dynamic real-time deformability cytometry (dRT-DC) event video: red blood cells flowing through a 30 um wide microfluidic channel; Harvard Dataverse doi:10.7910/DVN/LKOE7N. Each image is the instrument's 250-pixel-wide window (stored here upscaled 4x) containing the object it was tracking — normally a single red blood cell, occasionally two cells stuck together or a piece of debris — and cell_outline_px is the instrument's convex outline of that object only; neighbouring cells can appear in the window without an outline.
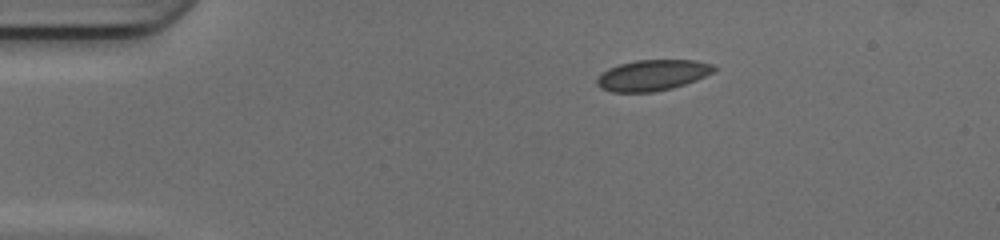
{"species": "common noctule bat (a hibernating species)", "species_latin": "Nyctalus noctula", "temperature_condition": "cold", "stored_images_in_passage": 41, "camera_frame_rate_fps": 3000, "um_per_image_px": 0.085, "animal": {"sex": "female", "body_mass_g": 17.0, "forearm_length_mm": 48.0}, "frame": {"image": 1, "passage_image": 1, "time_ms": 0.0, "image_size_px": [1000, 240], "cell_outline_px": [[720, 68], [696, 80], [672, 88], [652, 92], [612, 92], [600, 88], [596, 84], [596, 80], [608, 68], [620, 64], [636, 60], [696, 60], [716, 64]], "centroid_in_image_um": [55.5, 6.38], "position_along_channel_um": 29.5, "area_um2": 21.1}}
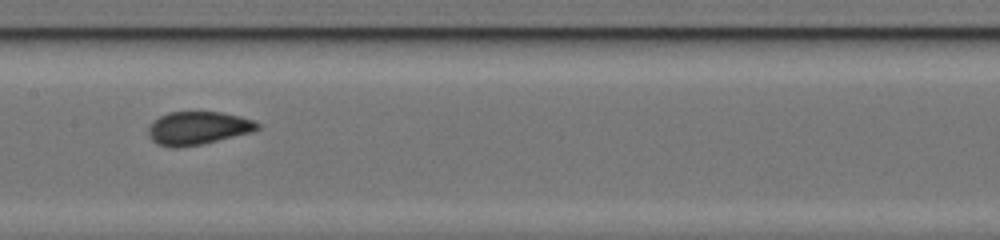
{"frame": {"image": 2, "passage_image": 17, "time_ms": 5.333, "image_size_px": [1000, 240], "cell_outline_px": [[260, 128], [252, 132], [204, 144], [176, 148], [168, 148], [156, 144], [152, 140], [148, 132], [148, 128], [152, 120], [168, 112], [220, 112], [240, 116], [252, 120], [260, 124]], "centroid_in_image_um": [16.8, 10.9], "position_along_channel_um": 190.6, "area_um2": 21.33}}
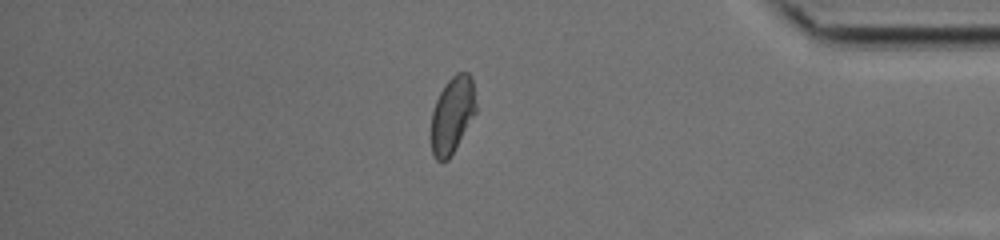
{"frame": {"image": 3, "passage_image": 34, "time_ms": 11.0, "image_size_px": [1000, 240], "cell_outline_px": [[476, 112], [448, 160], [436, 160], [432, 156], [432, 112], [436, 100], [440, 92], [448, 80], [456, 72], [468, 72], [472, 76], [476, 104]], "centroid_in_image_um": [38.45, 9.73], "position_along_channel_um": 396.7, "area_um2": 19.77}, "authors_computed_cell_mechanics": {"area_um2": 20.8658, "velocity_mm_per_s": 4.1994, "shape_relaxation_time_tau1_ms": 6.1673, "shape_relaxation_time_tau2_ms": null, "deformation_change_tau1": 0.1405, "deformation_change_tau2": null}}